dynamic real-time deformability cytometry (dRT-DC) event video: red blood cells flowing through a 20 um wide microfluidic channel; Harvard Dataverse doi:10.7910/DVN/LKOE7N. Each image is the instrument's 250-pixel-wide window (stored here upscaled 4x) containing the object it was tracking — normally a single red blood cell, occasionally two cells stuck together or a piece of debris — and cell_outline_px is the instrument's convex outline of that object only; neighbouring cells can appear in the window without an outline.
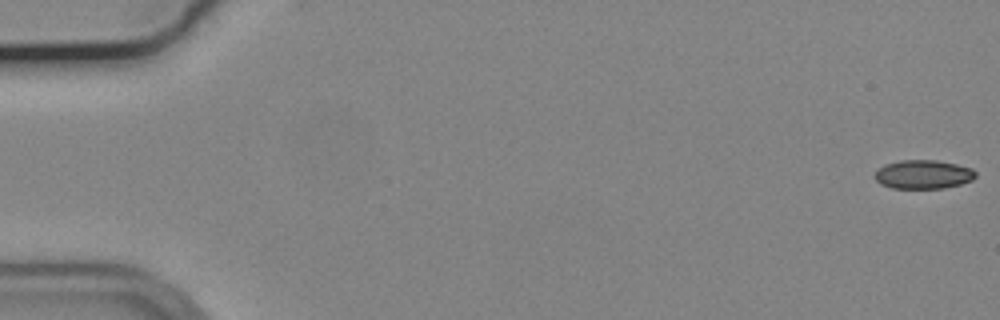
{"species": "common noctule bat (a hibernating species)", "species_latin": "Nyctalus noctula", "temperature_condition": "cold", "stored_images_in_passage": 55, "camera_frame_rate_fps": 3000, "um_per_image_px": 0.085, "animal": {"sex": "male", "body_mass_g": 19.2, "forearm_length_mm": 51.8}, "frame": {"image": 1, "passage_image": 1, "time_ms": 0.0, "image_size_px": [1000, 320], "cell_outline_px": [[976, 176], [972, 180], [960, 184], [944, 188], [892, 188], [880, 184], [872, 176], [884, 164], [900, 160], [936, 160], [956, 164], [972, 168], [976, 172]], "centroid_in_image_um": [78.46, 14.82], "position_along_channel_um": 6.5, "area_um2": 16.99}}
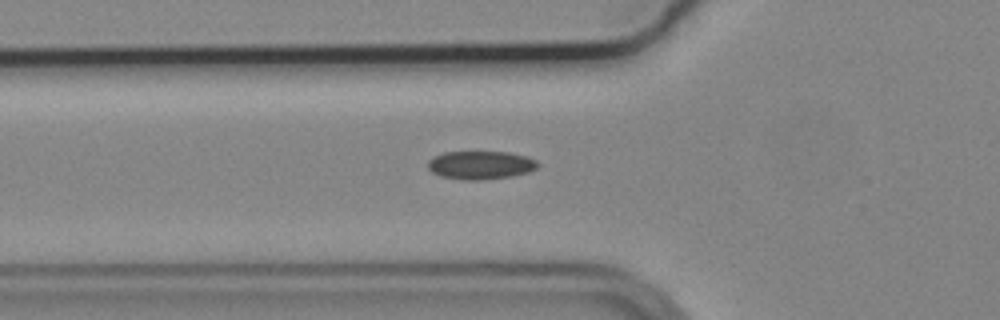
{"frame": {"image": 2, "passage_image": 20, "time_ms": 6.333, "image_size_px": [1000, 320], "cell_outline_px": [[540, 164], [536, 168], [528, 172], [512, 176], [484, 180], [460, 180], [440, 176], [432, 172], [428, 168], [428, 160], [444, 152], [508, 152], [528, 156], [536, 160]], "centroid_in_image_um": [40.86, 14.04], "position_along_channel_um": 84.9, "area_um2": 18.26}}
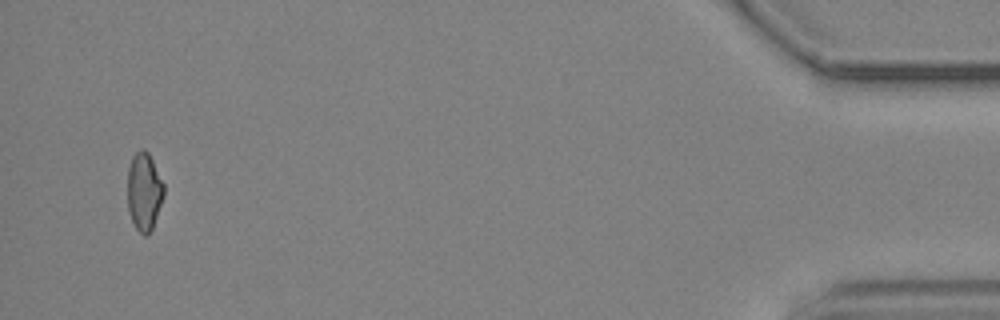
{"frame": {"image": 3, "passage_image": 54, "time_ms": 17.667, "image_size_px": [1000, 320], "cell_outline_px": [[164, 196], [152, 228], [148, 236], [144, 236], [136, 228], [132, 220], [128, 208], [128, 168], [132, 156], [140, 148], [144, 148], [148, 152], [164, 184]], "centroid_in_image_um": [12.25, 16.27], "position_along_channel_um": 422.9, "area_um2": 16.47}}